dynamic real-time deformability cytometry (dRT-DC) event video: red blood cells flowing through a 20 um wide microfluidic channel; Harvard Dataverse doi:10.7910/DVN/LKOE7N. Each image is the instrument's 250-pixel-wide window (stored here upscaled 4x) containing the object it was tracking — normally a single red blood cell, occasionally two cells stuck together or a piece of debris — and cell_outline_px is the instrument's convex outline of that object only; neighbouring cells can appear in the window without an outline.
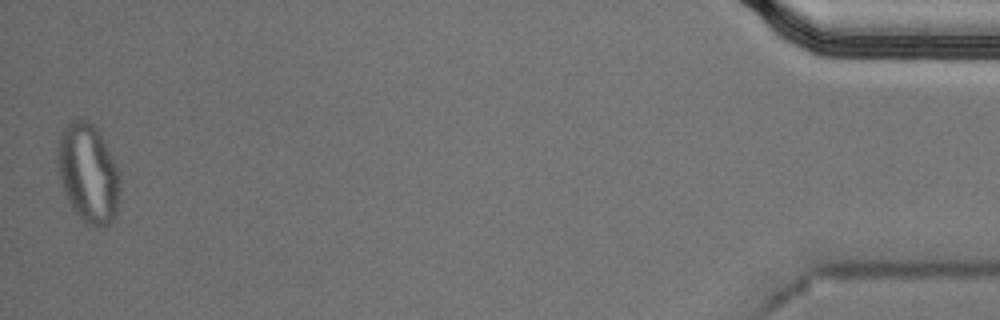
{"species": "Egyptian fruit bat (a non-hibernating species)", "species_latin": "Rousettus aegyptiacus", "temperature_condition": "cold", "stored_images_in_passage": 51, "segment_of_instrument_passage": [2, 2], "camera_frame_rate_fps": 3000, "um_per_image_px": 0.085, "animal": {"sex": "male"}, "frame": {"image": 1, "passage_image": 51, "time_ms": 16.667, "image_size_px": [1000, 320], "cell_outline_px": [[120, 188], [116, 216], [108, 224], [96, 228], [88, 224], [72, 208], [68, 200], [60, 176], [56, 160], [56, 152], [60, 136], [68, 120], [88, 120], [100, 132], [120, 172]], "centroid_in_image_um": [7.51, 14.7], "position_along_channel_um": 427.7, "area_um2": 36.01}}